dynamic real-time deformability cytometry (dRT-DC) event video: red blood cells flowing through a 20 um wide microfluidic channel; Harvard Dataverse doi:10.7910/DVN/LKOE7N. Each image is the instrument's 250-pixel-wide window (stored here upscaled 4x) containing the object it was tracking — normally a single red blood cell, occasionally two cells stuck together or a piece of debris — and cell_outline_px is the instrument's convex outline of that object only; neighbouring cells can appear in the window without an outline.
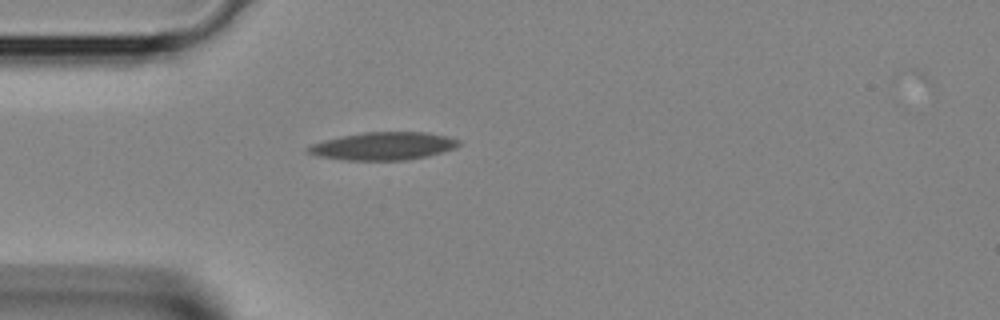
{"species": "Egyptian fruit bat (a non-hibernating species)", "species_latin": "Rousettus aegyptiacus", "temperature_condition": "room temperature", "stored_images_in_passage": 30, "camera_frame_rate_fps": 3000, "um_per_image_px": 0.085, "animal": {"sex": "female"}, "frame": {"image": 1, "passage_image": 1, "time_ms": 0.0, "image_size_px": [1000, 320], "cell_outline_px": [[460, 144], [456, 148], [444, 152], [428, 156], [404, 160], [344, 160], [320, 156], [308, 152], [304, 148], [312, 144], [324, 140], [364, 132], [428, 132], [448, 136], [460, 140]], "centroid_in_image_um": [32.64, 12.41], "position_along_channel_um": 52.4, "area_um2": 24.45}}
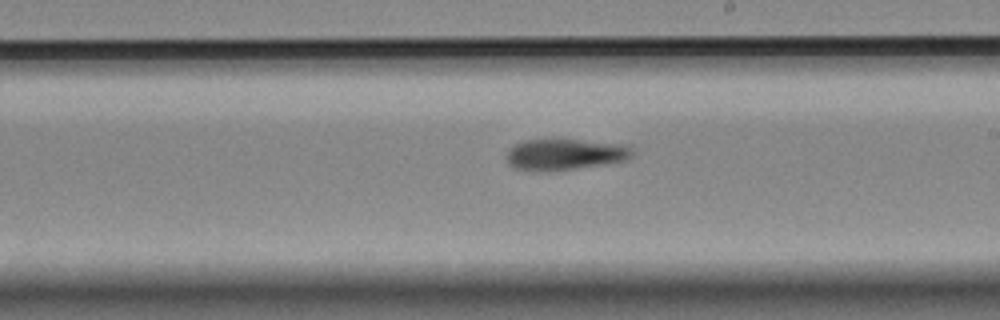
{"frame": {"image": 2, "passage_image": 13, "time_ms": 4.0, "image_size_px": [1000, 320], "cell_outline_px": [[636, 148], [632, 156], [628, 160], [604, 164], [576, 168], [544, 172], [540, 172], [512, 168], [508, 164], [508, 148], [524, 140], [580, 140], [632, 144]], "centroid_in_image_um": [48.1, 13.12], "position_along_channel_um": 240.9, "area_um2": 23.24}}
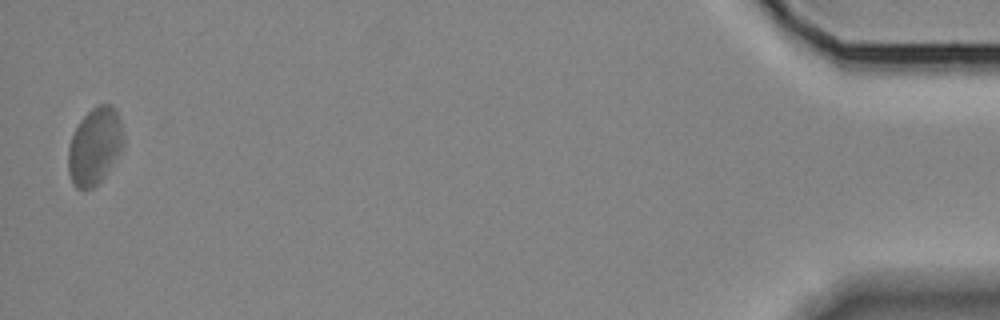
{"frame": {"image": 3, "passage_image": 30, "time_ms": 9.667, "image_size_px": [1000, 320], "cell_outline_px": [[124, 144], [120, 152], [104, 176], [92, 188], [76, 188], [72, 184], [68, 172], [68, 148], [72, 136], [80, 120], [92, 108], [100, 104], [112, 104], [116, 108], [120, 120], [124, 136]], "centroid_in_image_um": [8.06, 12.4], "position_along_channel_um": 427.1, "area_um2": 24.68}}